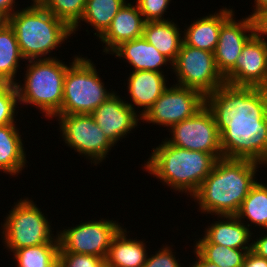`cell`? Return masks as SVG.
<instances>
[{"label":"cell","instance_id":"obj_1","mask_svg":"<svg viewBox=\"0 0 267 267\" xmlns=\"http://www.w3.org/2000/svg\"><path fill=\"white\" fill-rule=\"evenodd\" d=\"M220 133L224 158L267 167V89L223 84L206 96Z\"/></svg>","mask_w":267,"mask_h":267},{"label":"cell","instance_id":"obj_2","mask_svg":"<svg viewBox=\"0 0 267 267\" xmlns=\"http://www.w3.org/2000/svg\"><path fill=\"white\" fill-rule=\"evenodd\" d=\"M263 166L248 159H217L212 171L190 199L202 215L211 214L213 218L236 215L244 198L257 183V174Z\"/></svg>","mask_w":267,"mask_h":267},{"label":"cell","instance_id":"obj_3","mask_svg":"<svg viewBox=\"0 0 267 267\" xmlns=\"http://www.w3.org/2000/svg\"><path fill=\"white\" fill-rule=\"evenodd\" d=\"M216 161L212 154L173 146L162 139L152 148L142 169L176 194L184 193L188 198L198 190Z\"/></svg>","mask_w":267,"mask_h":267},{"label":"cell","instance_id":"obj_4","mask_svg":"<svg viewBox=\"0 0 267 267\" xmlns=\"http://www.w3.org/2000/svg\"><path fill=\"white\" fill-rule=\"evenodd\" d=\"M9 17V25L14 29L22 56L26 61L53 59L54 50L67 41L73 31L63 20L56 18L41 4H25Z\"/></svg>","mask_w":267,"mask_h":267},{"label":"cell","instance_id":"obj_5","mask_svg":"<svg viewBox=\"0 0 267 267\" xmlns=\"http://www.w3.org/2000/svg\"><path fill=\"white\" fill-rule=\"evenodd\" d=\"M79 56H72L68 65L59 57L26 61L23 80L19 78L14 84L20 106L35 107L43 117L52 120L61 110L66 71Z\"/></svg>","mask_w":267,"mask_h":267},{"label":"cell","instance_id":"obj_6","mask_svg":"<svg viewBox=\"0 0 267 267\" xmlns=\"http://www.w3.org/2000/svg\"><path fill=\"white\" fill-rule=\"evenodd\" d=\"M13 204L0 226L1 240L7 252L13 253L23 247L58 242L57 232L56 235L53 234L52 220L49 221L48 215L41 211L32 197H21Z\"/></svg>","mask_w":267,"mask_h":267},{"label":"cell","instance_id":"obj_7","mask_svg":"<svg viewBox=\"0 0 267 267\" xmlns=\"http://www.w3.org/2000/svg\"><path fill=\"white\" fill-rule=\"evenodd\" d=\"M83 56L81 54L66 71L61 110L57 115L91 114L116 92L107 89L94 61Z\"/></svg>","mask_w":267,"mask_h":267},{"label":"cell","instance_id":"obj_8","mask_svg":"<svg viewBox=\"0 0 267 267\" xmlns=\"http://www.w3.org/2000/svg\"><path fill=\"white\" fill-rule=\"evenodd\" d=\"M64 145L79 156L85 157L89 164L98 166L106 161L114 145L107 139L91 114H67L54 117ZM98 164V165H97Z\"/></svg>","mask_w":267,"mask_h":267},{"label":"cell","instance_id":"obj_9","mask_svg":"<svg viewBox=\"0 0 267 267\" xmlns=\"http://www.w3.org/2000/svg\"><path fill=\"white\" fill-rule=\"evenodd\" d=\"M124 225L107 218L91 219L57 230L59 252H72L106 258L112 239Z\"/></svg>","mask_w":267,"mask_h":267},{"label":"cell","instance_id":"obj_10","mask_svg":"<svg viewBox=\"0 0 267 267\" xmlns=\"http://www.w3.org/2000/svg\"><path fill=\"white\" fill-rule=\"evenodd\" d=\"M174 84L195 89L205 97L225 84L218 71L214 53L182 43L173 63Z\"/></svg>","mask_w":267,"mask_h":267},{"label":"cell","instance_id":"obj_11","mask_svg":"<svg viewBox=\"0 0 267 267\" xmlns=\"http://www.w3.org/2000/svg\"><path fill=\"white\" fill-rule=\"evenodd\" d=\"M167 132L171 136L164 139L173 146L206 152L216 159L223 158L216 120L206 105L194 116L173 125Z\"/></svg>","mask_w":267,"mask_h":267},{"label":"cell","instance_id":"obj_12","mask_svg":"<svg viewBox=\"0 0 267 267\" xmlns=\"http://www.w3.org/2000/svg\"><path fill=\"white\" fill-rule=\"evenodd\" d=\"M205 105L206 97L202 93L173 83L142 117V122L158 125L167 131L173 125L194 116Z\"/></svg>","mask_w":267,"mask_h":267},{"label":"cell","instance_id":"obj_13","mask_svg":"<svg viewBox=\"0 0 267 267\" xmlns=\"http://www.w3.org/2000/svg\"><path fill=\"white\" fill-rule=\"evenodd\" d=\"M224 79L232 86L267 89V43L254 34L245 43L235 66Z\"/></svg>","mask_w":267,"mask_h":267},{"label":"cell","instance_id":"obj_14","mask_svg":"<svg viewBox=\"0 0 267 267\" xmlns=\"http://www.w3.org/2000/svg\"><path fill=\"white\" fill-rule=\"evenodd\" d=\"M125 98L115 92L91 113L97 125L114 146L142 124L141 116L125 102Z\"/></svg>","mask_w":267,"mask_h":267},{"label":"cell","instance_id":"obj_15","mask_svg":"<svg viewBox=\"0 0 267 267\" xmlns=\"http://www.w3.org/2000/svg\"><path fill=\"white\" fill-rule=\"evenodd\" d=\"M254 35L253 19H242L233 13L220 27L219 39L214 51L218 71L224 77L234 66L245 43Z\"/></svg>","mask_w":267,"mask_h":267},{"label":"cell","instance_id":"obj_16","mask_svg":"<svg viewBox=\"0 0 267 267\" xmlns=\"http://www.w3.org/2000/svg\"><path fill=\"white\" fill-rule=\"evenodd\" d=\"M127 76L124 86L127 85L125 89L129 98L126 96V99L130 101L125 99V102L142 118L170 85L168 75L155 71H132Z\"/></svg>","mask_w":267,"mask_h":267},{"label":"cell","instance_id":"obj_17","mask_svg":"<svg viewBox=\"0 0 267 267\" xmlns=\"http://www.w3.org/2000/svg\"><path fill=\"white\" fill-rule=\"evenodd\" d=\"M145 20L135 1L123 4L106 32L98 39L102 43L104 55L110 54L126 41L143 36Z\"/></svg>","mask_w":267,"mask_h":267},{"label":"cell","instance_id":"obj_18","mask_svg":"<svg viewBox=\"0 0 267 267\" xmlns=\"http://www.w3.org/2000/svg\"><path fill=\"white\" fill-rule=\"evenodd\" d=\"M109 55H115L116 59L122 58L123 62H127L131 70L133 69L132 71L167 73L162 67L168 65L167 69L173 71V63L143 36L121 43Z\"/></svg>","mask_w":267,"mask_h":267},{"label":"cell","instance_id":"obj_19","mask_svg":"<svg viewBox=\"0 0 267 267\" xmlns=\"http://www.w3.org/2000/svg\"><path fill=\"white\" fill-rule=\"evenodd\" d=\"M218 11L198 17L183 28V43L201 50L214 53L221 25L236 13L233 7H224Z\"/></svg>","mask_w":267,"mask_h":267},{"label":"cell","instance_id":"obj_20","mask_svg":"<svg viewBox=\"0 0 267 267\" xmlns=\"http://www.w3.org/2000/svg\"><path fill=\"white\" fill-rule=\"evenodd\" d=\"M216 219L214 223L209 222L202 233L210 243L235 249H252L251 240L255 232L245 223L235 215H218Z\"/></svg>","mask_w":267,"mask_h":267},{"label":"cell","instance_id":"obj_21","mask_svg":"<svg viewBox=\"0 0 267 267\" xmlns=\"http://www.w3.org/2000/svg\"><path fill=\"white\" fill-rule=\"evenodd\" d=\"M123 226L112 239L108 254L105 258L106 267H142L147 260L149 247L147 242L135 237L131 238L130 231Z\"/></svg>","mask_w":267,"mask_h":267},{"label":"cell","instance_id":"obj_22","mask_svg":"<svg viewBox=\"0 0 267 267\" xmlns=\"http://www.w3.org/2000/svg\"><path fill=\"white\" fill-rule=\"evenodd\" d=\"M22 134L18 124L0 126V171L13 178L22 175L29 163Z\"/></svg>","mask_w":267,"mask_h":267},{"label":"cell","instance_id":"obj_23","mask_svg":"<svg viewBox=\"0 0 267 267\" xmlns=\"http://www.w3.org/2000/svg\"><path fill=\"white\" fill-rule=\"evenodd\" d=\"M174 19L145 22L143 37L172 63L183 43V31Z\"/></svg>","mask_w":267,"mask_h":267},{"label":"cell","instance_id":"obj_24","mask_svg":"<svg viewBox=\"0 0 267 267\" xmlns=\"http://www.w3.org/2000/svg\"><path fill=\"white\" fill-rule=\"evenodd\" d=\"M127 0H86V6L81 20L72 28L73 35L76 34L81 22H85L87 26L93 27L91 32L96 39H99L109 28L113 18L119 9ZM89 24V25H88ZM96 31V32H93Z\"/></svg>","mask_w":267,"mask_h":267},{"label":"cell","instance_id":"obj_25","mask_svg":"<svg viewBox=\"0 0 267 267\" xmlns=\"http://www.w3.org/2000/svg\"><path fill=\"white\" fill-rule=\"evenodd\" d=\"M21 61L26 62L21 54L15 31L8 23L0 28V83L14 85L17 82Z\"/></svg>","mask_w":267,"mask_h":267},{"label":"cell","instance_id":"obj_26","mask_svg":"<svg viewBox=\"0 0 267 267\" xmlns=\"http://www.w3.org/2000/svg\"><path fill=\"white\" fill-rule=\"evenodd\" d=\"M259 181L251 188L235 215L251 231L252 226L260 228V231L267 230V181Z\"/></svg>","mask_w":267,"mask_h":267},{"label":"cell","instance_id":"obj_27","mask_svg":"<svg viewBox=\"0 0 267 267\" xmlns=\"http://www.w3.org/2000/svg\"><path fill=\"white\" fill-rule=\"evenodd\" d=\"M193 236L194 249L206 260L215 263L218 267H242L245 256L252 249H235L220 244L210 243L203 235ZM198 236V237H197ZM201 236V237H200Z\"/></svg>","mask_w":267,"mask_h":267},{"label":"cell","instance_id":"obj_28","mask_svg":"<svg viewBox=\"0 0 267 267\" xmlns=\"http://www.w3.org/2000/svg\"><path fill=\"white\" fill-rule=\"evenodd\" d=\"M59 242H48L37 246L17 249L12 258L16 267H56L58 265Z\"/></svg>","mask_w":267,"mask_h":267},{"label":"cell","instance_id":"obj_29","mask_svg":"<svg viewBox=\"0 0 267 267\" xmlns=\"http://www.w3.org/2000/svg\"><path fill=\"white\" fill-rule=\"evenodd\" d=\"M41 5L73 28L83 16L86 0H45Z\"/></svg>","mask_w":267,"mask_h":267},{"label":"cell","instance_id":"obj_30","mask_svg":"<svg viewBox=\"0 0 267 267\" xmlns=\"http://www.w3.org/2000/svg\"><path fill=\"white\" fill-rule=\"evenodd\" d=\"M18 105L20 101L16 86L0 83V126L18 123Z\"/></svg>","mask_w":267,"mask_h":267},{"label":"cell","instance_id":"obj_31","mask_svg":"<svg viewBox=\"0 0 267 267\" xmlns=\"http://www.w3.org/2000/svg\"><path fill=\"white\" fill-rule=\"evenodd\" d=\"M135 2L146 22L170 20V17L164 15H167L172 0H135Z\"/></svg>","mask_w":267,"mask_h":267},{"label":"cell","instance_id":"obj_32","mask_svg":"<svg viewBox=\"0 0 267 267\" xmlns=\"http://www.w3.org/2000/svg\"><path fill=\"white\" fill-rule=\"evenodd\" d=\"M59 267H106L105 259L94 255L59 252Z\"/></svg>","mask_w":267,"mask_h":267},{"label":"cell","instance_id":"obj_33","mask_svg":"<svg viewBox=\"0 0 267 267\" xmlns=\"http://www.w3.org/2000/svg\"><path fill=\"white\" fill-rule=\"evenodd\" d=\"M173 246L174 245L169 246V244L166 243L164 245L163 243L161 248L155 251V253L153 252L152 254L151 252V255H148L147 260L142 267H183L184 264L180 262L181 260L178 257H175L176 251L175 249H172Z\"/></svg>","mask_w":267,"mask_h":267},{"label":"cell","instance_id":"obj_34","mask_svg":"<svg viewBox=\"0 0 267 267\" xmlns=\"http://www.w3.org/2000/svg\"><path fill=\"white\" fill-rule=\"evenodd\" d=\"M254 34L267 43V12L258 13L253 18Z\"/></svg>","mask_w":267,"mask_h":267},{"label":"cell","instance_id":"obj_35","mask_svg":"<svg viewBox=\"0 0 267 267\" xmlns=\"http://www.w3.org/2000/svg\"><path fill=\"white\" fill-rule=\"evenodd\" d=\"M261 234L252 235V251L267 259V230L258 231ZM265 232V233H264ZM256 237V238H255ZM255 238V239H254Z\"/></svg>","mask_w":267,"mask_h":267},{"label":"cell","instance_id":"obj_36","mask_svg":"<svg viewBox=\"0 0 267 267\" xmlns=\"http://www.w3.org/2000/svg\"><path fill=\"white\" fill-rule=\"evenodd\" d=\"M242 267H267V259L249 250Z\"/></svg>","mask_w":267,"mask_h":267},{"label":"cell","instance_id":"obj_37","mask_svg":"<svg viewBox=\"0 0 267 267\" xmlns=\"http://www.w3.org/2000/svg\"><path fill=\"white\" fill-rule=\"evenodd\" d=\"M19 1L16 0H0V10L10 17L17 9Z\"/></svg>","mask_w":267,"mask_h":267},{"label":"cell","instance_id":"obj_38","mask_svg":"<svg viewBox=\"0 0 267 267\" xmlns=\"http://www.w3.org/2000/svg\"><path fill=\"white\" fill-rule=\"evenodd\" d=\"M192 249V253L194 252L193 254H195L194 256H196V258H194V261H192V263H189V267H218L215 263L206 261L194 248Z\"/></svg>","mask_w":267,"mask_h":267},{"label":"cell","instance_id":"obj_39","mask_svg":"<svg viewBox=\"0 0 267 267\" xmlns=\"http://www.w3.org/2000/svg\"><path fill=\"white\" fill-rule=\"evenodd\" d=\"M252 13L249 15L252 19L261 12H267V0H254Z\"/></svg>","mask_w":267,"mask_h":267},{"label":"cell","instance_id":"obj_40","mask_svg":"<svg viewBox=\"0 0 267 267\" xmlns=\"http://www.w3.org/2000/svg\"><path fill=\"white\" fill-rule=\"evenodd\" d=\"M9 17L0 10V28L5 27L8 24Z\"/></svg>","mask_w":267,"mask_h":267},{"label":"cell","instance_id":"obj_41","mask_svg":"<svg viewBox=\"0 0 267 267\" xmlns=\"http://www.w3.org/2000/svg\"><path fill=\"white\" fill-rule=\"evenodd\" d=\"M30 4H42L45 0H30Z\"/></svg>","mask_w":267,"mask_h":267}]
</instances>
